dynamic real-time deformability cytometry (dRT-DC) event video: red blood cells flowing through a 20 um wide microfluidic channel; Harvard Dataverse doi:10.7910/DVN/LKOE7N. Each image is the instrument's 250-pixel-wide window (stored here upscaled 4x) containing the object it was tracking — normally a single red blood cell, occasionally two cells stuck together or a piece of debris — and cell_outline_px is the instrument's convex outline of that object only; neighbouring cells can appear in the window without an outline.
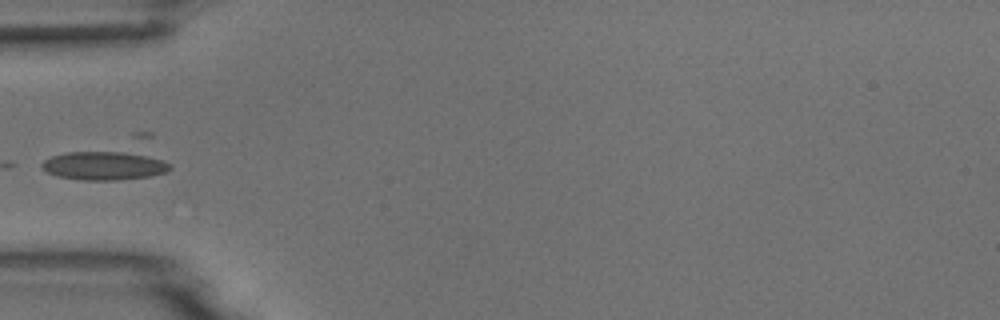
{"species": "common noctule bat (a hibernating species)", "species_latin": "Nyctalus noctula", "temperature_condition": "room temperature", "stored_images_in_passage": 6, "camera_frame_rate_fps": 3000, "um_per_image_px": 0.085, "animal": {"sex": "male", "body_mass_g": 18.8}, "frame": {"image": 1, "passage_image": 6, "time_ms": 5.667, "image_size_px": [1000, 320], "cell_outline_px": [[172, 168], [168, 172], [152, 176], [116, 180], [80, 180], [56, 176], [40, 168], [40, 164], [44, 160], [52, 156], [68, 152], [136, 152], [172, 164]], "centroid_in_image_um": [8.86, 14.09], "position_along_channel_um": 76.1, "area_um2": 21.5}}